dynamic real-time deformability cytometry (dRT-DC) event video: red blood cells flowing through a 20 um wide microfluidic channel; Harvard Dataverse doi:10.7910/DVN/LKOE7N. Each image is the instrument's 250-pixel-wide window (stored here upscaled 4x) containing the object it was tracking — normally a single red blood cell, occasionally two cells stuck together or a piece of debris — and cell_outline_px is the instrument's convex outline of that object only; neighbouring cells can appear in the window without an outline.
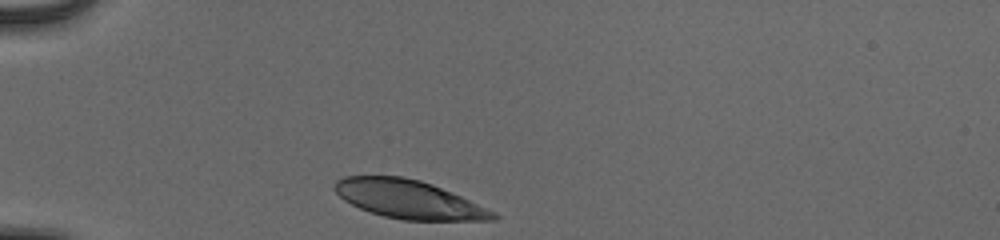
{"species": "human", "species_latin": "Homo sapiens", "temperature_condition": "cold", "stored_images_in_passage": 31, "camera_frame_rate_fps": 3000, "um_per_image_px": 0.085, "donor": {"sex": "male"}, "frame": {"image": 1, "passage_image": 1, "time_ms": 0.0, "image_size_px": [1000, 240], "cell_outline_px": [[500, 216], [496, 220], [404, 220], [384, 216], [360, 208], [344, 200], [332, 188], [336, 180], [344, 176], [400, 176], [420, 180], [432, 184], [452, 192], [496, 212]], "centroid_in_image_um": [34.75, 16.94], "position_along_channel_um": 50.3, "area_um2": 35.32}}
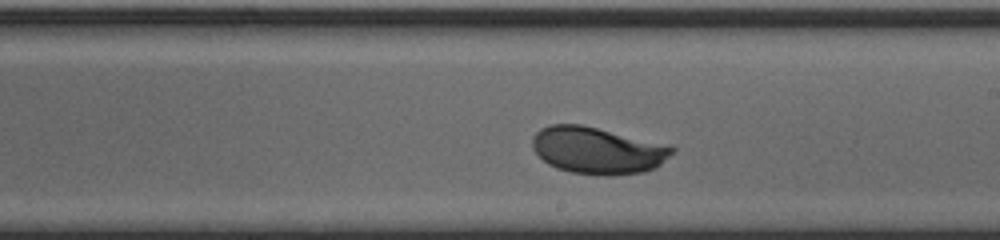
{"frame": {"image": 2, "passage_image": 18, "time_ms": 5.667, "image_size_px": [1000, 240], "cell_outline_px": [[676, 148], [656, 168], [644, 172], [612, 176], [600, 176], [572, 172], [556, 168], [548, 164], [532, 148], [532, 136], [540, 128], [548, 124], [580, 124], [672, 144]], "centroid_in_image_um": [50.81, 12.78], "position_along_channel_um": 238.2, "area_um2": 38.67}}
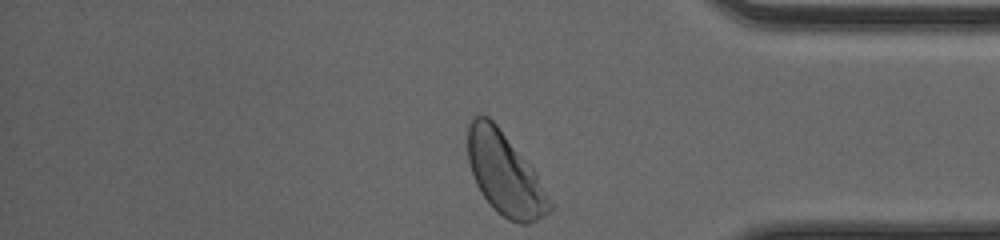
{"frame": {"image": 3, "passage_image": 31, "time_ms": 10.0, "image_size_px": [1000, 240], "cell_outline_px": [[552, 208], [544, 216], [528, 224], [520, 224], [508, 220], [496, 212], [492, 208], [480, 192], [476, 184], [468, 160], [468, 124], [472, 116], [488, 116], [496, 124], [536, 172], [552, 204]], "centroid_in_image_um": [42.9, 14.8], "position_along_channel_um": 392.3, "area_um2": 39.07}, "authors_computed_cell_mechanics": {"area_um2": 37.3388, "velocity_mm_per_s": 3.8426, "shape_relaxation_time_tau1_ms": 5.032, "shape_relaxation_time_tau2_ms": null, "deformation_change_tau1": 0.213, "deformation_change_tau2": null}}